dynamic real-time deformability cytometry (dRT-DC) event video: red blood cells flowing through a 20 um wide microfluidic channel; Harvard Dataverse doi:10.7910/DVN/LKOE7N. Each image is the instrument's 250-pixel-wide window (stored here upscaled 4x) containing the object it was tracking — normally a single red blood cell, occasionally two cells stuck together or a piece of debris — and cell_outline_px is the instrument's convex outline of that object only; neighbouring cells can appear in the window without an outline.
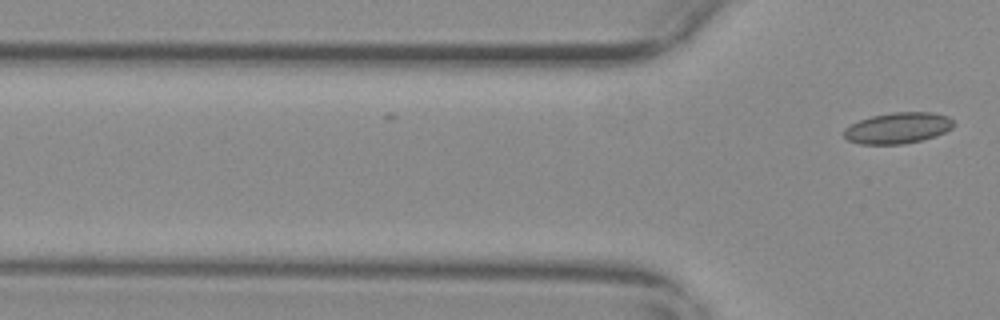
{"species": "common noctule bat (a hibernating species)", "species_latin": "Nyctalus noctula", "temperature_condition": "warm", "stored_images_in_passage": 16, "camera_frame_rate_fps": 3000, "um_per_image_px": 0.085, "animal": {"sex": "female", "body_mass_g": 29.2, "forearm_length_mm": 56.3}, "frame": {"image": 1, "passage_image": 16, "time_ms": 5.0, "image_size_px": [1000, 320], "cell_outline_px": [[956, 124], [952, 128], [936, 136], [920, 140], [900, 144], [860, 144], [848, 140], [844, 136], [844, 128], [860, 120], [872, 116], [892, 112], [932, 112], [948, 116]], "centroid_in_image_um": [76.33, 10.87], "position_along_channel_um": 49.5, "area_um2": 19.77}}